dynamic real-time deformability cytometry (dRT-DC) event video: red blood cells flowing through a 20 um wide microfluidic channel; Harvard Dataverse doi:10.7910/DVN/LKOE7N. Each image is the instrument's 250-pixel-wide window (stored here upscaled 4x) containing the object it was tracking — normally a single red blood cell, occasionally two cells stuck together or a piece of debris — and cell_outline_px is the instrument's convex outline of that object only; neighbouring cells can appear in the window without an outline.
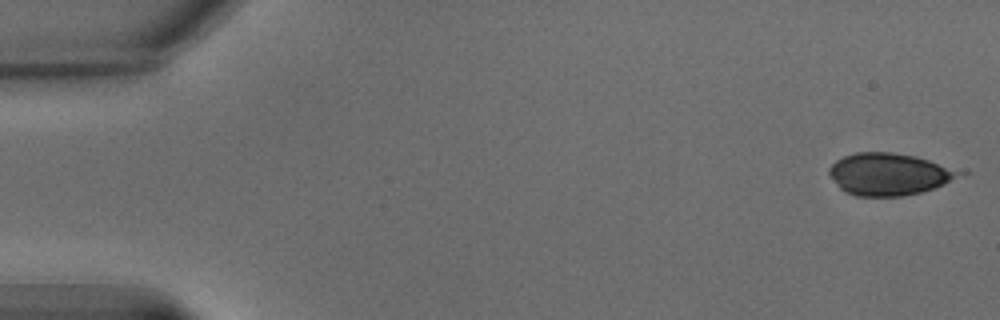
{"species": "common noctule bat (a hibernating species)", "species_latin": "Nyctalus noctula", "temperature_condition": "warm", "stored_images_in_passage": 6, "camera_frame_rate_fps": 3000, "um_per_image_px": 0.085, "animal": {"sex": "male", "body_mass_g": 15.6}, "frame": {"image": 1, "passage_image": 1, "time_ms": 0.0, "image_size_px": [1000, 320], "cell_outline_px": [[972, 172], [944, 184], [920, 192], [904, 196], [856, 196], [844, 192], [840, 188], [828, 172], [828, 168], [836, 160], [844, 156], [856, 152], [888, 152], [916, 156]], "centroid_in_image_um": [75.65, 14.8], "position_along_channel_um": 9.4, "area_um2": 32.31}}